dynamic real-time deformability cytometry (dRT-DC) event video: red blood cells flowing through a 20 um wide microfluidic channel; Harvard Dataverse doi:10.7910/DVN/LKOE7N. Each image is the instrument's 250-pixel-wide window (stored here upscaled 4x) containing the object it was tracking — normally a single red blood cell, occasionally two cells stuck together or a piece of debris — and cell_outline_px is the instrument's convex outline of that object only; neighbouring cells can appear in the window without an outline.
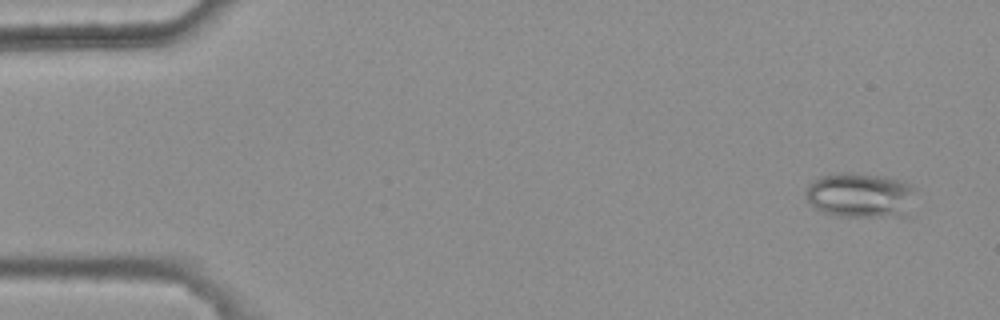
{"species": "common noctule bat (a hibernating species)", "species_latin": "Nyctalus noctula", "temperature_condition": "warm", "stored_images_in_passage": 5, "camera_frame_rate_fps": 3000, "um_per_image_px": 0.085, "animal": {"sex": "female", "body_mass_g": 25.1}, "frame": {"image": 1, "passage_image": 1, "time_ms": 0.0, "image_size_px": [1000, 320], "cell_outline_px": [[916, 188], [908, 216], [836, 216], [824, 212], [816, 208], [808, 200], [808, 184], [812, 180], [820, 176], [840, 172], [856, 172], [888, 176], [904, 180]], "centroid_in_image_um": [73.19, 16.56], "position_along_channel_um": 11.8, "area_um2": 29.19}}